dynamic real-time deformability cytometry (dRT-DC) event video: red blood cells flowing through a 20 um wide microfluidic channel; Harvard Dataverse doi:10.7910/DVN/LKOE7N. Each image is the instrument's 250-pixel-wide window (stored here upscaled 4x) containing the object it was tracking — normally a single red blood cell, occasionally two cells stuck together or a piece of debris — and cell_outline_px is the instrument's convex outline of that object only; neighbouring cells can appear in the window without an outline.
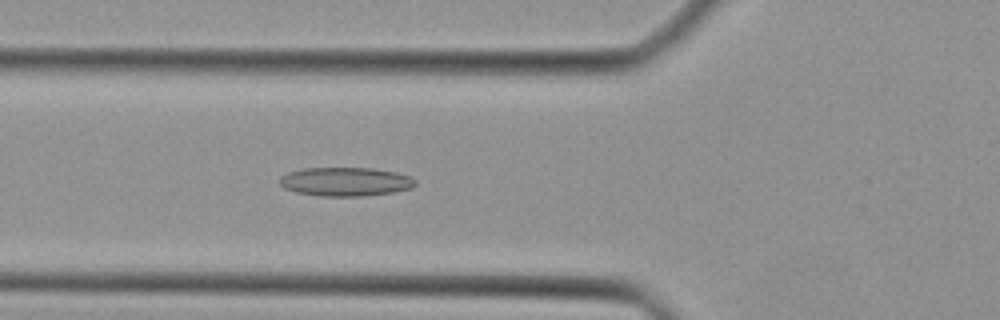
{"species": "Egyptian fruit bat (a non-hibernating species)", "species_latin": "Rousettus aegyptiacus", "temperature_condition": "cold", "stored_images_in_passage": 29, "camera_frame_rate_fps": 3000, "um_per_image_px": 0.085, "animal": {"sex": "female"}, "frame": {"image": 1, "passage_image": 15, "time_ms": 4.667, "image_size_px": [1000, 320], "cell_outline_px": [[416, 184], [412, 188], [392, 192], [364, 196], [320, 196], [296, 192], [284, 188], [280, 184], [280, 176], [288, 172], [300, 168], [372, 168], [396, 172], [408, 176], [416, 180]], "centroid_in_image_um": [29.34, 15.44], "position_along_channel_um": 96.5, "area_um2": 22.83}}
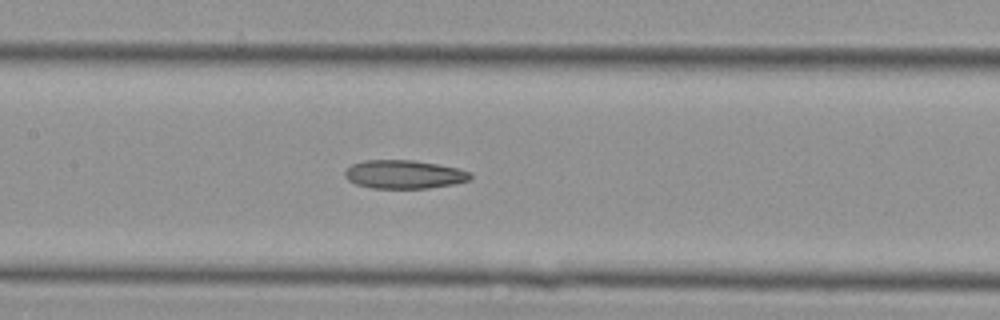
{"frame": {"image": 2, "passage_image": 20, "time_ms": 6.333, "image_size_px": [1000, 320], "cell_outline_px": [[472, 176], [468, 180], [452, 184], [428, 188], [372, 188], [356, 184], [348, 180], [344, 176], [344, 172], [352, 164], [364, 160], [412, 160], [436, 164], [456, 168], [472, 172]], "centroid_in_image_um": [34.32, 14.82], "position_along_channel_um": 173.1, "area_um2": 20.69}}
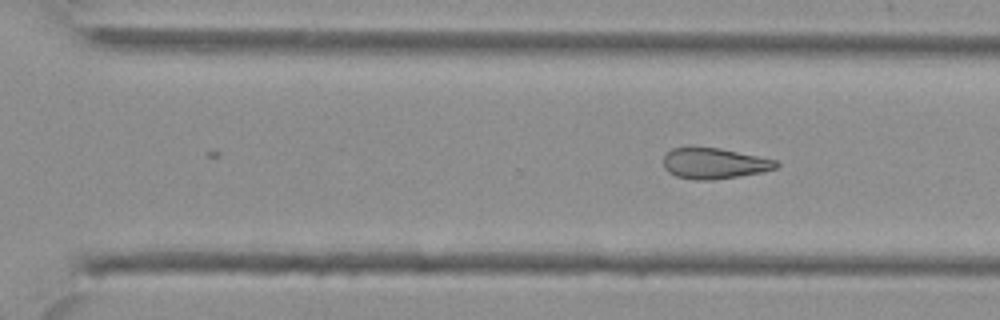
{"frame": {"image": 3, "passage_image": 29, "time_ms": 9.333, "image_size_px": [1000, 320], "cell_outline_px": [[780, 164], [776, 168], [764, 172], [740, 176], [712, 180], [696, 180], [676, 176], [668, 172], [664, 168], [664, 152], [672, 148], [688, 144], [720, 148], [776, 160]], "centroid_in_image_um": [60.65, 13.85], "position_along_channel_um": 310.0, "area_um2": 20.92}}